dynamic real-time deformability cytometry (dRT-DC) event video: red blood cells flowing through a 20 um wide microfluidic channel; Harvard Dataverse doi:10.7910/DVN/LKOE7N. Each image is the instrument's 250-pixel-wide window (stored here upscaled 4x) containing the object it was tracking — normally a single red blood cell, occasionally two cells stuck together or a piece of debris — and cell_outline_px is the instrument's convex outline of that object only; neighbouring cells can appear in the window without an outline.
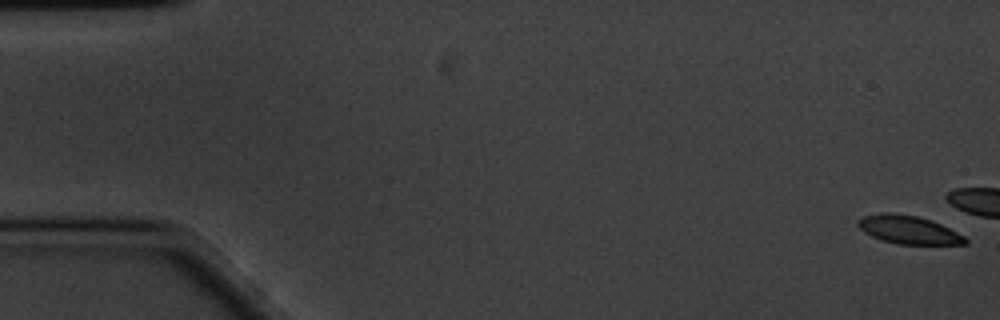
{"species": "common noctule bat (a hibernating species)", "species_latin": "Nyctalus noctula", "temperature_condition": "cold", "stored_images_in_passage": 14, "camera_frame_rate_fps": 3000, "um_per_image_px": 0.085, "animal": {"sex": "male", "body_mass_g": 20.1, "forearm_length_mm": 53.5}, "frame": {"image": 1, "passage_image": 1, "time_ms": 0.0, "image_size_px": [1000, 320], "cell_outline_px": [[968, 244], [896, 244], [880, 240], [864, 232], [856, 224], [856, 220], [864, 216], [880, 212], [888, 212], [916, 216], [932, 220], [964, 236], [968, 240]], "centroid_in_image_um": [77.19, 19.53], "position_along_channel_um": 7.8, "area_um2": 17.69}}